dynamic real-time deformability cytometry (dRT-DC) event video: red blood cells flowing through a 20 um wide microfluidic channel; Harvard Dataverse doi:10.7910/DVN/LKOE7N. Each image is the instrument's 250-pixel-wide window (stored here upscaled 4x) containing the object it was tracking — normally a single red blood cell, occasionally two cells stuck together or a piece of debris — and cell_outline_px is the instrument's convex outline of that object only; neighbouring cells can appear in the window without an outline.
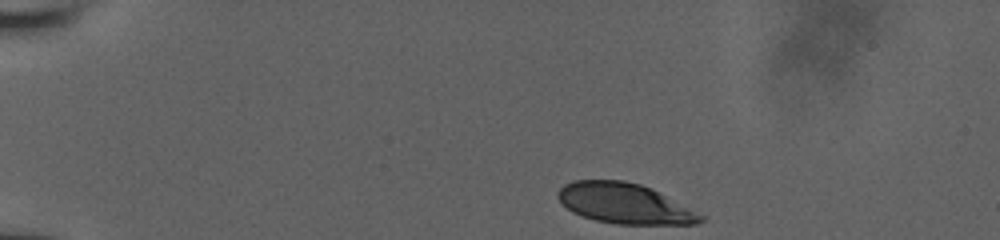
{"species": "human", "species_latin": "Homo sapiens", "temperature_condition": "room temperature", "stored_images_in_passage": 6, "camera_frame_rate_fps": 3000, "um_per_image_px": 0.085, "donor": {"sex": "male"}, "frame": {"image": 1, "passage_image": 1, "time_ms": 0.0, "image_size_px": [1000, 240], "cell_outline_px": [[708, 216], [704, 220], [696, 224], [616, 224], [596, 220], [572, 212], [556, 196], [560, 188], [564, 184], [572, 180], [624, 180], [640, 184], [652, 188]], "centroid_in_image_um": [53.15, 17.29], "position_along_channel_um": 31.8, "area_um2": 33.76}}
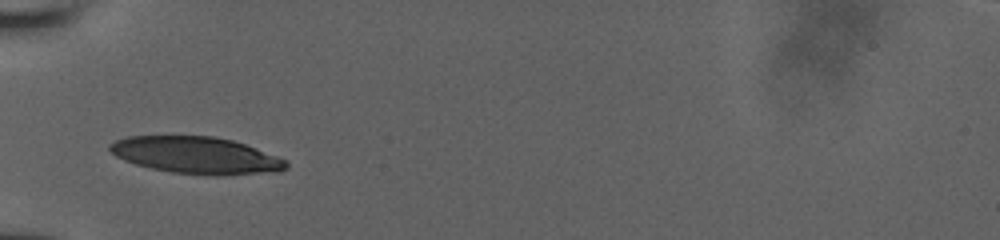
{"frame": {"image": 2, "passage_image": 5, "time_ms": 3.0, "image_size_px": [1000, 240], "cell_outline_px": [[288, 168], [280, 172], [224, 176], [212, 176], [172, 172], [152, 168], [136, 164], [124, 160], [116, 156], [108, 148], [108, 144], [116, 140], [128, 136], [216, 136], [232, 140], [244, 144], [288, 160]], "centroid_in_image_um": [16.73, 13.21], "position_along_channel_um": 68.3, "area_um2": 38.26}}